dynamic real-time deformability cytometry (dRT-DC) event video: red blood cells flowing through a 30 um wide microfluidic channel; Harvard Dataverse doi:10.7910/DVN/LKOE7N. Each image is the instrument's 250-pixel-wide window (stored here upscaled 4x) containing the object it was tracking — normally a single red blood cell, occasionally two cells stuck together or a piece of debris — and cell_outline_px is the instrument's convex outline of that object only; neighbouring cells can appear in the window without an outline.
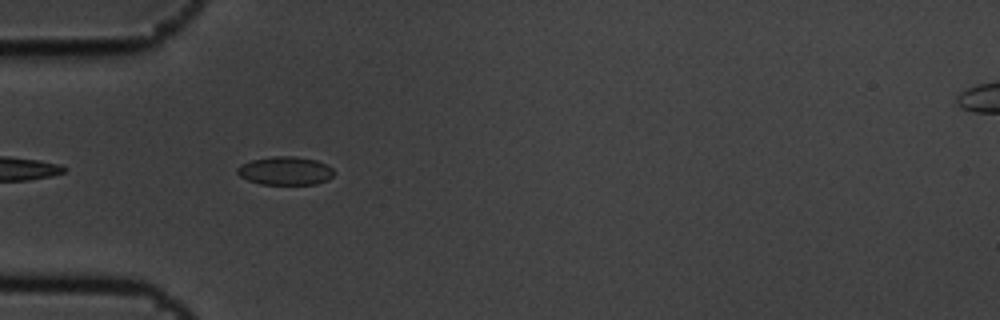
{"species": "common noctule bat (a hibernating species)", "species_latin": "Nyctalus noctula", "temperature_condition": "cold", "stored_images_in_passage": 6, "camera_frame_rate_fps": 3000, "um_per_image_px": 0.085, "animal": {"sex": "male", "body_mass_g": 19.5, "forearm_length_mm": 54.6}, "frame": {"image": 1, "passage_image": 5, "time_ms": 1.333, "image_size_px": [1000, 320], "cell_outline_px": [[336, 172], [328, 180], [316, 184], [260, 184], [248, 180], [240, 176], [236, 172], [236, 168], [240, 164], [252, 160], [272, 156], [296, 156], [316, 160], [328, 164]], "centroid_in_image_um": [24.26, 14.51], "position_along_channel_um": 60.7, "area_um2": 16.18}}
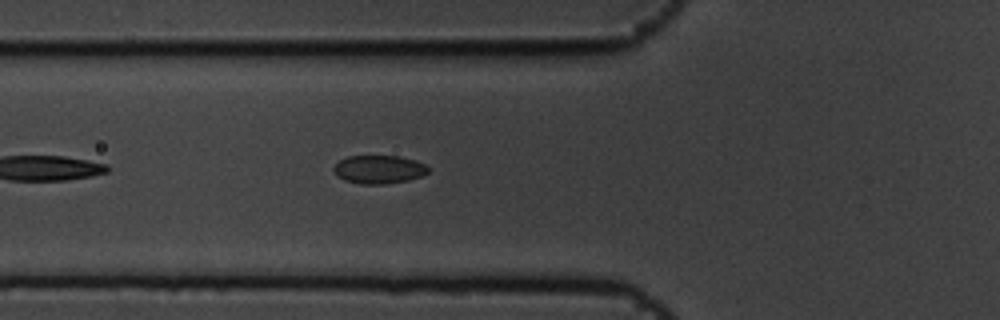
{"frame": {"image": 2, "passage_image": 6, "time_ms": 1.667, "image_size_px": [1000, 320], "cell_outline_px": [[428, 172], [424, 176], [408, 180], [384, 184], [360, 184], [344, 180], [332, 168], [340, 160], [348, 156], [400, 156], [416, 160], [424, 164], [428, 168]], "centroid_in_image_um": [32.24, 14.4], "position_along_channel_um": 93.6, "area_um2": 15.55}}